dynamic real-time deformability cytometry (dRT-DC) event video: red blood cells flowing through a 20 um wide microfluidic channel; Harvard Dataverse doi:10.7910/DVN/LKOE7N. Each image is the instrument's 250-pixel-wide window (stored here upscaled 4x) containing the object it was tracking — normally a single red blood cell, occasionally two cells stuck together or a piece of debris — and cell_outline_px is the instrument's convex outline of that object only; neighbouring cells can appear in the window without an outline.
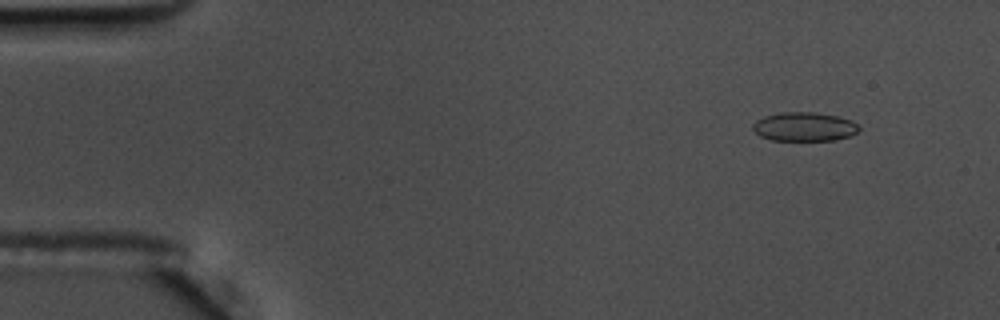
{"species": "common noctule bat (a hibernating species)", "species_latin": "Nyctalus noctula", "temperature_condition": "warm", "stored_images_in_passage": 57, "camera_frame_rate_fps": 3000, "um_per_image_px": 0.085, "animal": {"sex": "male", "body_mass_g": 17.5, "forearm_length_mm": 52.3}, "frame": {"image": 1, "passage_image": 6, "time_ms": 1.667, "image_size_px": [1000, 320], "cell_outline_px": [[860, 128], [852, 136], [836, 140], [772, 140], [760, 136], [752, 128], [752, 124], [756, 120], [764, 116], [780, 112], [816, 112], [836, 116], [852, 120]], "centroid_in_image_um": [68.36, 10.77], "position_along_channel_um": 16.6, "area_um2": 17.98}}
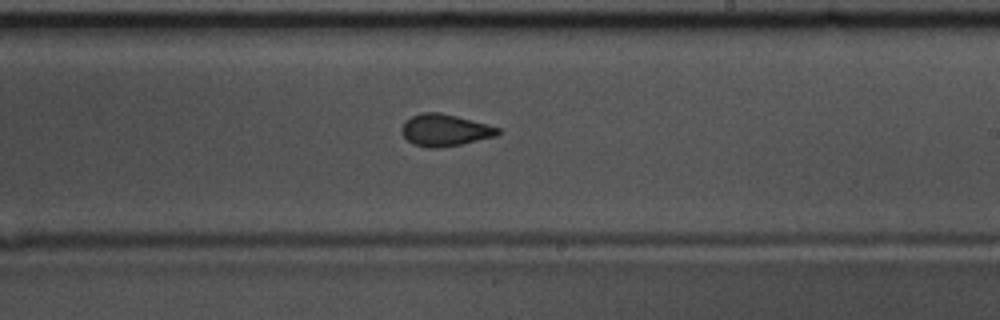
{"frame": {"image": 2, "passage_image": 34, "time_ms": 11.0, "image_size_px": [1000, 320], "cell_outline_px": [[500, 132], [496, 136], [460, 144], [436, 148], [428, 148], [416, 144], [408, 140], [404, 136], [400, 128], [412, 116], [420, 112], [440, 112], [472, 120], [500, 128]], "centroid_in_image_um": [37.82, 11.05], "position_along_channel_um": 251.2, "area_um2": 17.57}}
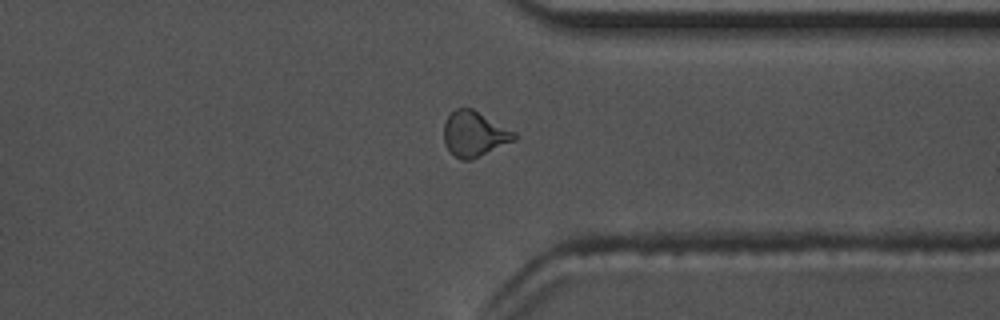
{"frame": {"image": 3, "passage_image": 44, "time_ms": 14.333, "image_size_px": [1000, 320], "cell_outline_px": [[516, 140], [468, 160], [460, 160], [444, 144], [444, 120], [456, 108], [472, 108], [516, 132]], "centroid_in_image_um": [40.31, 11.36], "position_along_channel_um": 371.1, "area_um2": 18.32}, "authors_computed_cell_mechanics": {"area_um2": 17.8602, "velocity_mm_per_s": 3.6397, "shape_relaxation_time_tau1_ms": 4.1936, "shape_relaxation_time_tau2_ms": 1.7318, "deformation_change_tau1": 0.0874, "deformation_change_tau2": 0.0534}}